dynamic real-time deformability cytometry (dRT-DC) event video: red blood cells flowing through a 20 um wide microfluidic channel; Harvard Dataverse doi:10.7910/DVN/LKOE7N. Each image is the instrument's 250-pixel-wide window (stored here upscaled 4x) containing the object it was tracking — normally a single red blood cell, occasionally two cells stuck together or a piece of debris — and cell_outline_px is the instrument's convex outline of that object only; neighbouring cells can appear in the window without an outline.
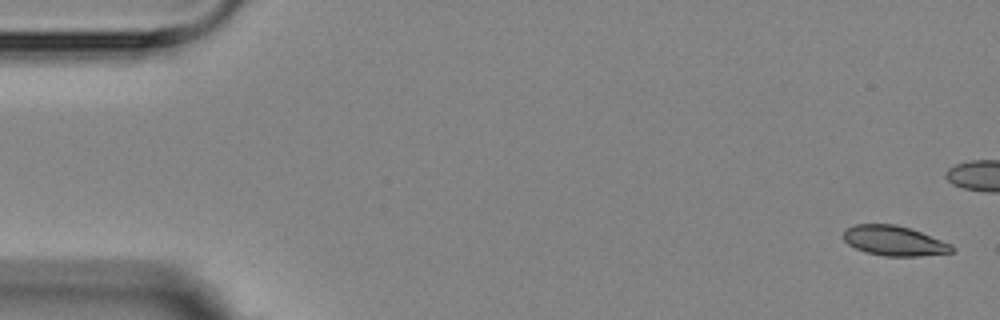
{"species": "Egyptian fruit bat (a non-hibernating species)", "species_latin": "Rousettus aegyptiacus", "temperature_condition": "room temperature", "stored_images_in_passage": 6, "camera_frame_rate_fps": 3000, "um_per_image_px": 0.085, "animal": {"sex": "female"}, "frame": {"image": 1, "passage_image": 1, "time_ms": 0.0, "image_size_px": [1000, 320], "cell_outline_px": [[956, 248], [952, 252], [920, 256], [884, 256], [864, 252], [848, 244], [844, 240], [844, 228], [856, 224], [892, 224], [908, 228], [920, 232], [952, 244]], "centroid_in_image_um": [75.99, 20.47], "position_along_channel_um": 9.0, "area_um2": 18.84}}
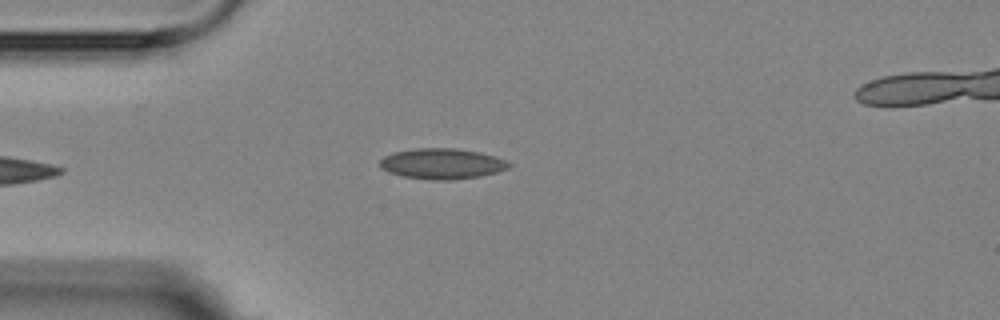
{"frame": {"image": 2, "passage_image": 6, "time_ms": 5.667, "image_size_px": [1000, 320], "cell_outline_px": [[512, 164], [508, 168], [496, 172], [480, 176], [452, 180], [432, 180], [404, 176], [388, 172], [380, 168], [380, 160], [384, 156], [396, 152], [416, 148], [456, 148], [480, 152], [504, 160]], "centroid_in_image_um": [37.55, 13.92], "position_along_channel_um": 47.4, "area_um2": 22.83}}